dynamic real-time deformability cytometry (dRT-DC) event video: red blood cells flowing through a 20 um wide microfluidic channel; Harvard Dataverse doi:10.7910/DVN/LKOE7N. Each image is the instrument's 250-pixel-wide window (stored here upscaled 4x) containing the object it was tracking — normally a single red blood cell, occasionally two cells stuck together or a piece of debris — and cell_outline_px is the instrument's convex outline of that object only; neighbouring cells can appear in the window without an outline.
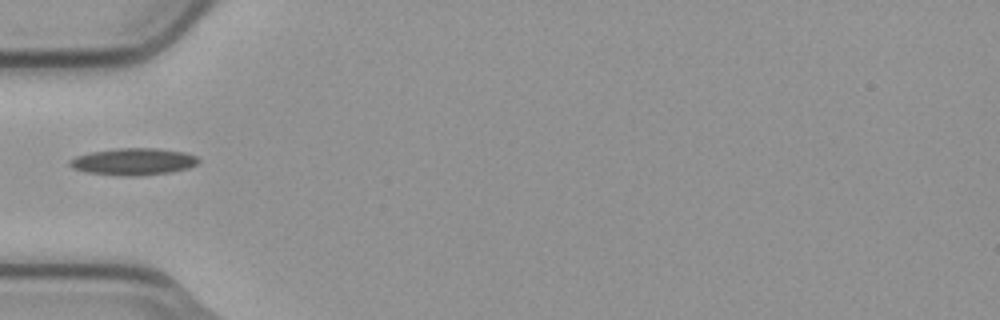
{"species": "common noctule bat (a hibernating species)", "species_latin": "Nyctalus noctula", "temperature_condition": "cold", "stored_images_in_passage": 14, "camera_frame_rate_fps": 3000, "um_per_image_px": 0.085, "animal": {"sex": "male", "body_mass_g": 23.1, "forearm_length_mm": 52.7}, "frame": {"image": 1, "passage_image": 1, "time_ms": 0.0, "image_size_px": [1000, 320], "cell_outline_px": [[200, 160], [196, 164], [188, 168], [172, 172], [140, 176], [120, 176], [84, 172], [72, 168], [68, 164], [68, 160], [76, 156], [92, 152], [116, 148], [156, 148], [184, 152], [196, 156]], "centroid_in_image_um": [11.31, 13.75], "position_along_channel_um": 73.7, "area_um2": 20.4}}
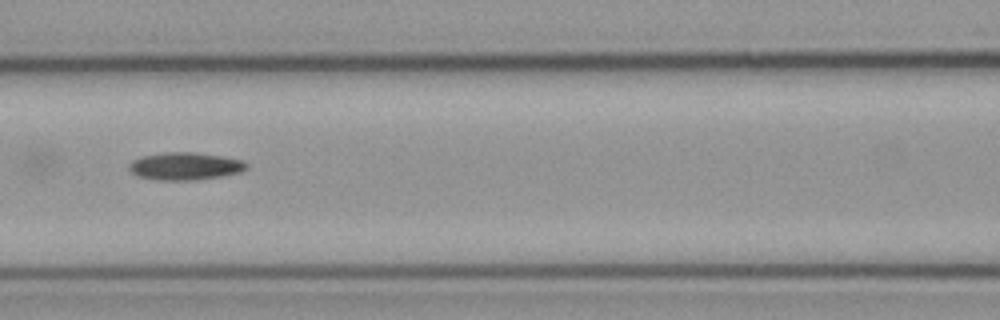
{"frame": {"image": 2, "passage_image": 7, "time_ms": 2.0, "image_size_px": [1000, 320], "cell_outline_px": [[248, 168], [240, 172], [220, 176], [196, 180], [160, 180], [136, 176], [128, 168], [128, 164], [132, 160], [140, 156], [164, 152], [196, 152], [220, 156], [240, 160], [248, 164]], "centroid_in_image_um": [15.68, 14.12], "position_along_channel_um": 150.9, "area_um2": 18.9}}
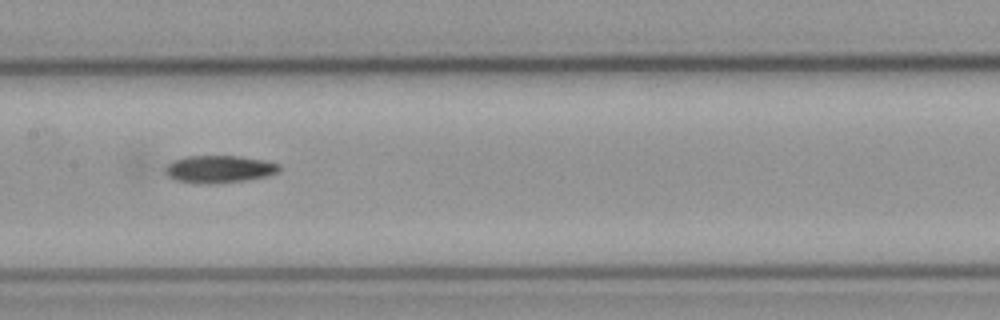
{"frame": {"image": 3, "passage_image": 10, "time_ms": 3.0, "image_size_px": [1000, 320], "cell_outline_px": [[280, 172], [268, 176], [244, 180], [200, 184], [176, 180], [168, 176], [164, 172], [164, 168], [168, 164], [176, 160], [188, 156], [240, 156], [264, 160], [280, 164]], "centroid_in_image_um": [18.65, 14.37], "position_along_channel_um": 188.7, "area_um2": 18.09}}